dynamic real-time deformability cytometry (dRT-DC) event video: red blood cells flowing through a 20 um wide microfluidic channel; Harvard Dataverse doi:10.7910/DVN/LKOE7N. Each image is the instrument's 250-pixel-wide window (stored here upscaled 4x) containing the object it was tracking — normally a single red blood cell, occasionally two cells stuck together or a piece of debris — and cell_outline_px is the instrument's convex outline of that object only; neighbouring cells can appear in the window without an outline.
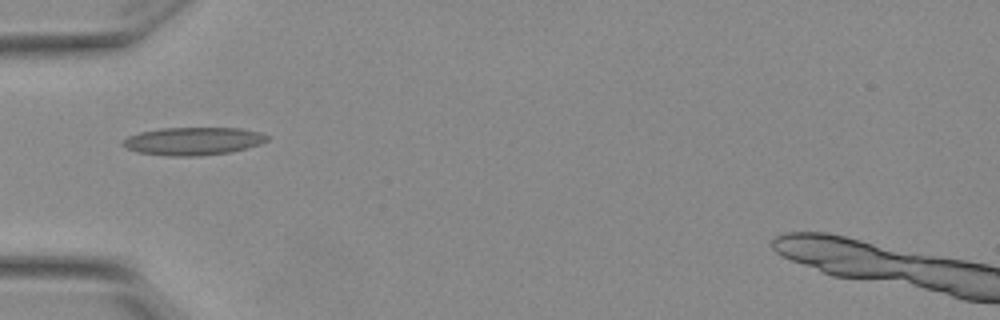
{"species": "Egyptian fruit bat (a non-hibernating species)", "species_latin": "Rousettus aegyptiacus", "temperature_condition": "warm", "stored_images_in_passage": 37, "camera_frame_rate_fps": 3000, "um_per_image_px": 0.085, "animal": {"sex": "female"}, "frame": {"image": 1, "passage_image": 1, "time_ms": 0.0, "image_size_px": [1000, 320], "cell_outline_px": [[268, 140], [260, 144], [232, 152], [200, 156], [168, 156], [140, 152], [128, 148], [120, 144], [128, 136], [140, 132], [160, 128], [240, 128], [260, 132], [268, 136]], "centroid_in_image_um": [16.44, 11.99], "position_along_channel_um": 68.6, "area_um2": 23.41}}
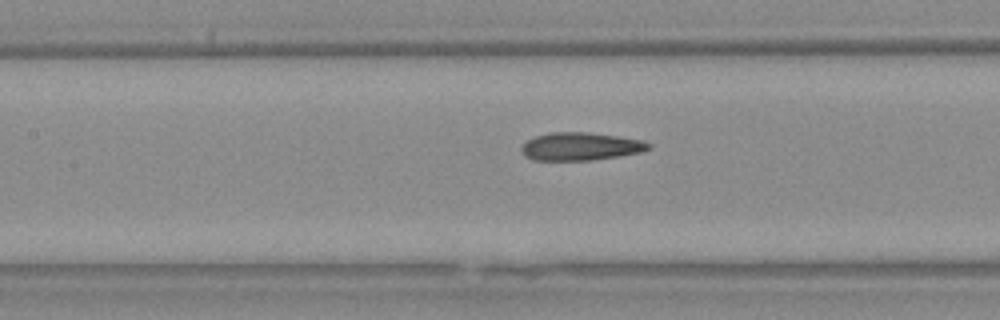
{"frame": {"image": 2, "passage_image": 8, "time_ms": 2.333, "image_size_px": [1000, 320], "cell_outline_px": [[652, 148], [640, 152], [620, 156], [592, 160], [532, 160], [524, 156], [520, 148], [528, 140], [536, 136], [548, 132], [588, 132], [644, 140], [652, 144]], "centroid_in_image_um": [49.36, 12.45], "position_along_channel_um": 158.0, "area_um2": 20.81}}
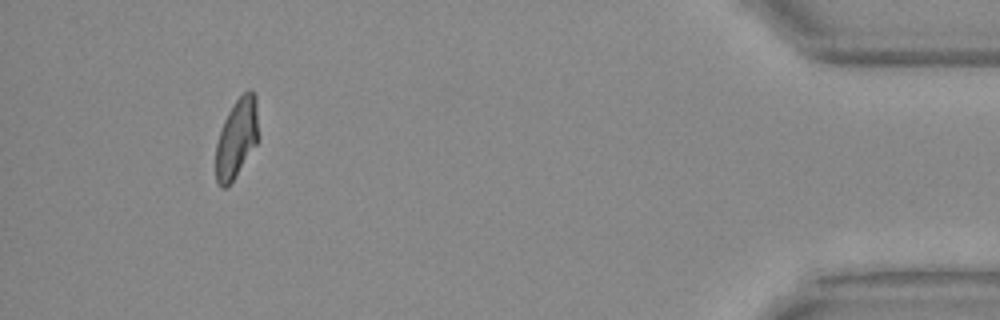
{"frame": {"image": 3, "passage_image": 33, "time_ms": 10.667, "image_size_px": [1000, 320], "cell_outline_px": [[256, 144], [232, 180], [224, 188], [220, 188], [216, 180], [216, 144], [224, 120], [228, 112], [236, 100], [248, 88], [252, 88], [256, 96]], "centroid_in_image_um": [20.08, 11.72], "position_along_channel_um": 415.1, "area_um2": 19.02}, "authors_computed_cell_mechanics": {"area_um2": 20.6346, "velocity_mm_per_s": 3.841, "shape_relaxation_time_tau1_ms": 6.8683, "shape_relaxation_time_tau2_ms": 1.7629, "deformation_change_tau1": 0.23, "deformation_change_tau2": 0.1067}}